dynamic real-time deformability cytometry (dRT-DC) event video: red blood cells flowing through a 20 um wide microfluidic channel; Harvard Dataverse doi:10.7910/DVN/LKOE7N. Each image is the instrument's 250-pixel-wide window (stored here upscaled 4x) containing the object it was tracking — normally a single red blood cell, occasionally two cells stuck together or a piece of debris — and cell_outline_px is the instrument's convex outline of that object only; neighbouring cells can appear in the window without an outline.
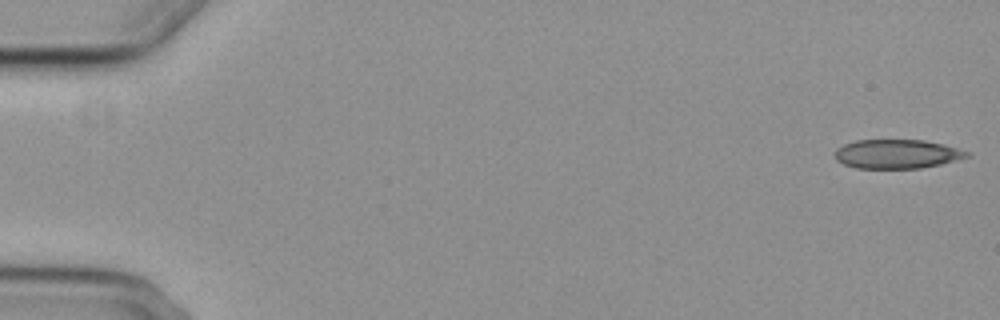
{"species": "common noctule bat (a hibernating species)", "species_latin": "Nyctalus noctula", "temperature_condition": "cold", "stored_images_in_passage": 2, "camera_frame_rate_fps": 3000, "um_per_image_px": 0.085, "animal": {"sex": "female", "body_mass_g": 29.2, "forearm_length_mm": 56.3}, "frame": {"image": 1, "passage_image": 2, "time_ms": 1.333, "image_size_px": [1000, 320], "cell_outline_px": [[972, 156], [940, 164], [920, 168], [856, 168], [844, 164], [836, 160], [836, 148], [844, 144], [856, 140], [924, 140], [972, 152]], "centroid_in_image_um": [76.25, 13.09], "position_along_channel_um": 8.7, "area_um2": 22.25}}